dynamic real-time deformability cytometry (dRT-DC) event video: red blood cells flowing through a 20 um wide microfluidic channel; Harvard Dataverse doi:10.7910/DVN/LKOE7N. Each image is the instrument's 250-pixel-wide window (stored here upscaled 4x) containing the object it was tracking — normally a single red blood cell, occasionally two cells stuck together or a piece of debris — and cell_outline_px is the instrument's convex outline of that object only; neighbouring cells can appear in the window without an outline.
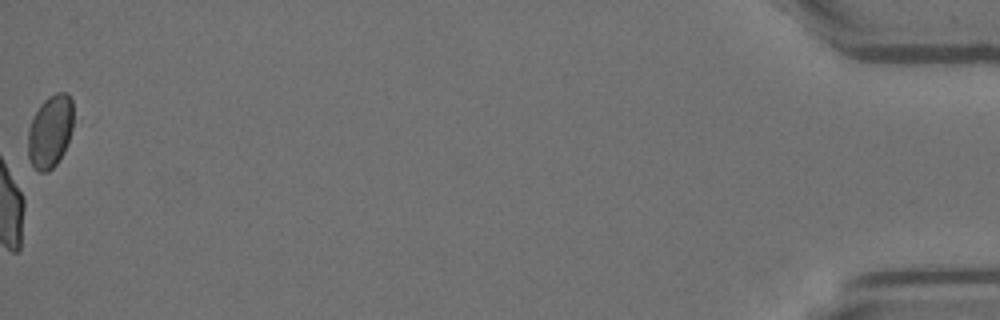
{"species": "Egyptian fruit bat (a non-hibernating species)", "species_latin": "Rousettus aegyptiacus", "temperature_condition": "room temperature", "stored_images_in_passage": 37, "camera_frame_rate_fps": 3000, "um_per_image_px": 0.085, "animal": {"sex": "female"}, "frame": {"image": 1, "passage_image": 37, "time_ms": 12.0, "image_size_px": [1000, 320], "cell_outline_px": [[72, 128], [64, 152], [56, 164], [48, 172], [40, 172], [32, 164], [28, 156], [28, 128], [40, 104], [48, 96], [56, 92], [68, 92], [72, 100]], "centroid_in_image_um": [4.26, 11.15], "position_along_channel_um": 430.9, "area_um2": 19.19}}